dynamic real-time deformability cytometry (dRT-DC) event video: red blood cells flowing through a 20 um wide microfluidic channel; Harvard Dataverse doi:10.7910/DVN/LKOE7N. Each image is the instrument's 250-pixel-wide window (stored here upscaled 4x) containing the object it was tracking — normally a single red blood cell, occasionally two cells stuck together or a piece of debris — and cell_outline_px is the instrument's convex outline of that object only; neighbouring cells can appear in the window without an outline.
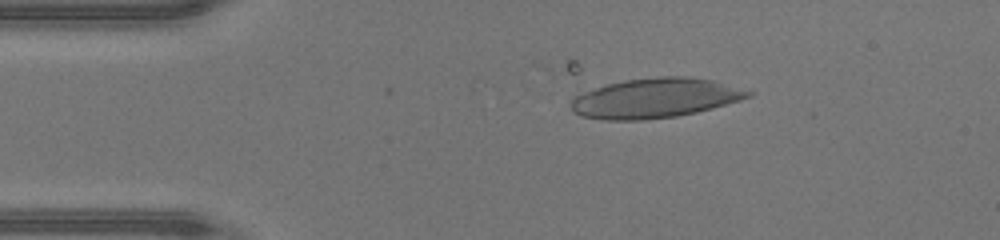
{"species": "human", "species_latin": "Homo sapiens", "temperature_condition": "warm", "stored_images_in_passage": 31, "camera_frame_rate_fps": 3000, "um_per_image_px": 0.085, "donor": {"sex": "male"}, "frame": {"image": 1, "passage_image": 7, "time_ms": 2.0, "image_size_px": [1000, 240], "cell_outline_px": [[756, 92], [752, 96], [740, 100], [712, 108], [696, 112], [676, 116], [640, 120], [604, 120], [580, 116], [572, 108], [572, 96], [604, 84], [624, 80], [664, 76], [688, 76], [712, 80]], "centroid_in_image_um": [55.68, 8.33], "position_along_channel_um": 29.3, "area_um2": 41.04}}
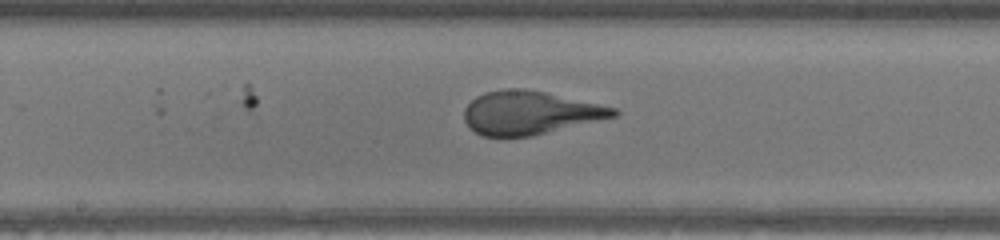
{"frame": {"image": 2, "passage_image": 22, "time_ms": 7.0, "image_size_px": [1000, 240], "cell_outline_px": [[620, 112], [616, 116], [532, 136], [484, 136], [476, 132], [464, 120], [464, 108], [476, 96], [484, 92], [504, 88], [524, 88], [544, 92], [616, 108]], "centroid_in_image_um": [45.01, 9.57], "position_along_channel_um": 203.2, "area_um2": 37.4}}
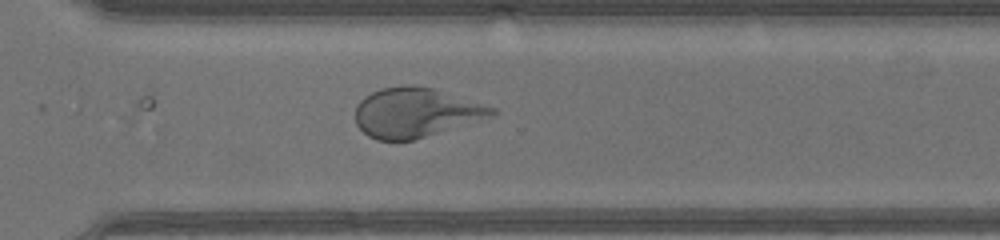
{"frame": {"image": 3, "passage_image": 31, "time_ms": 10.0, "image_size_px": [1000, 240], "cell_outline_px": [[496, 112], [492, 116], [468, 124], [412, 140], [376, 140], [368, 136], [356, 124], [356, 104], [364, 96], [380, 88], [400, 84], [412, 84], [436, 88], [496, 108]], "centroid_in_image_um": [35.32, 9.54], "position_along_channel_um": 335.3, "area_um2": 39.65}}